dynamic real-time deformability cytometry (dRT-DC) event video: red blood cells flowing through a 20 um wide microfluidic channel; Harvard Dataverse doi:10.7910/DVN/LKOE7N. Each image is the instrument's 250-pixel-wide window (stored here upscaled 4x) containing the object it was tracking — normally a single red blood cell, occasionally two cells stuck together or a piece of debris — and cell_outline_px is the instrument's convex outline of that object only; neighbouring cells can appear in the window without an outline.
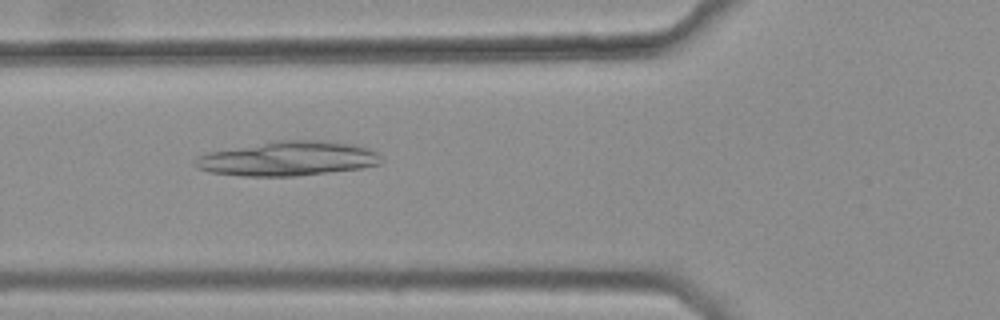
{"species": "common noctule bat (a hibernating species)", "species_latin": "Nyctalus noctula", "temperature_condition": "warm", "stored_images_in_passage": 42, "camera_frame_rate_fps": 3000, "um_per_image_px": 0.085, "animal": {"sex": "female", "body_mass_g": 25.1}, "frame": {"image": 1, "passage_image": 15, "time_ms": 4.667, "image_size_px": [1000, 320], "cell_outline_px": [[380, 164], [360, 168], [296, 176], [244, 176], [212, 172], [196, 168], [192, 164], [196, 156], [208, 152], [276, 140], [324, 140], [356, 144], [368, 148], [376, 152], [380, 156]], "centroid_in_image_um": [24.44, 13.47], "position_along_channel_um": 101.4, "area_um2": 37.45}}
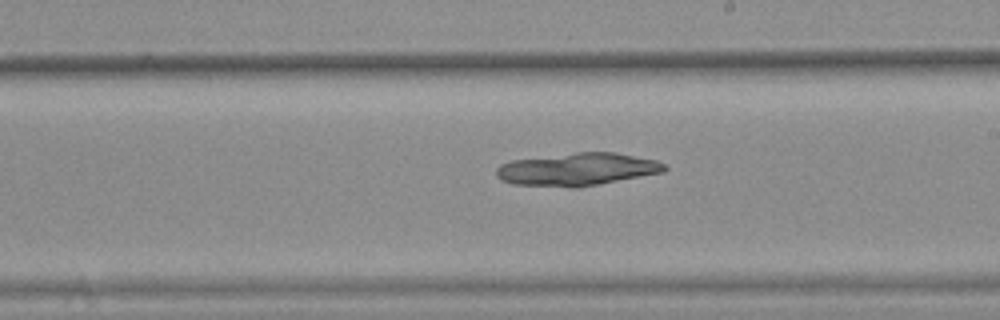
{"frame": {"image": 2, "passage_image": 26, "time_ms": 8.333, "image_size_px": [1000, 320], "cell_outline_px": [[668, 168], [664, 172], [600, 184], [576, 188], [572, 188], [512, 184], [500, 180], [496, 176], [496, 168], [500, 164], [512, 160], [576, 152], [616, 152], [656, 160], [664, 164]], "centroid_in_image_um": [49.05, 14.4], "position_along_channel_um": 239.9, "area_um2": 32.31}}
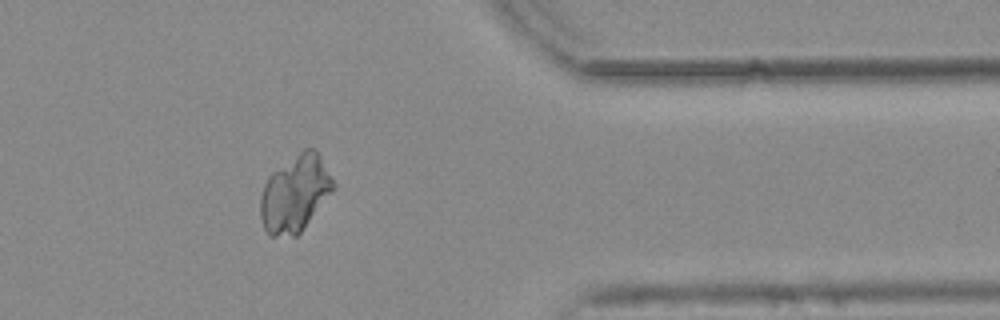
{"frame": {"image": 3, "passage_image": 39, "time_ms": 12.667, "image_size_px": [1000, 320], "cell_outline_px": [[336, 188], [300, 232], [296, 236], [272, 236], [264, 228], [260, 216], [260, 196], [264, 184], [268, 176], [272, 172], [304, 148], [316, 148], [336, 184]], "centroid_in_image_um": [25.09, 16.44], "position_along_channel_um": 386.3, "area_um2": 32.6}}